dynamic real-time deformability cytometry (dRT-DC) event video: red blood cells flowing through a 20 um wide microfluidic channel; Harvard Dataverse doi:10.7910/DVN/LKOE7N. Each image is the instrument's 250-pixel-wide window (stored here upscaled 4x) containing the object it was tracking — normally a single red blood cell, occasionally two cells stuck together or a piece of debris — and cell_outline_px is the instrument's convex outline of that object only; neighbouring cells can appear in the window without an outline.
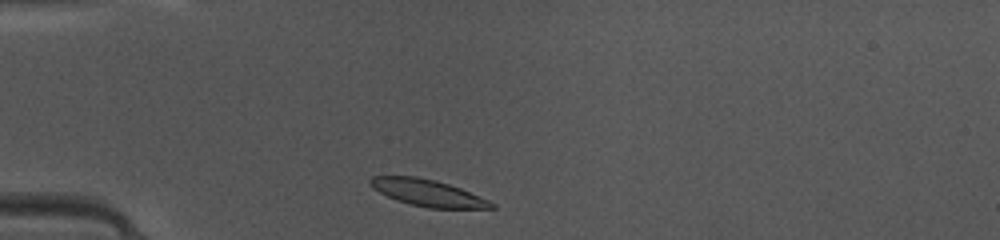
{"species": "common noctule bat (a hibernating species)", "species_latin": "Nyctalus noctula", "temperature_condition": "warm", "stored_images_in_passage": 36, "camera_frame_rate_fps": 3000, "um_per_image_px": 0.085, "animal": {"sex": "female", "body_mass_g": 10.0, "forearm_length_mm": 53.1}, "frame": {"image": 1, "passage_image": 1, "time_ms": 0.0, "image_size_px": [1000, 240], "cell_outline_px": [[496, 208], [428, 208], [396, 200], [372, 188], [368, 184], [368, 180], [372, 176], [416, 176], [436, 180], [460, 188], [488, 200], [496, 204]], "centroid_in_image_um": [36.33, 16.38], "position_along_channel_um": 48.7, "area_um2": 18.73}}
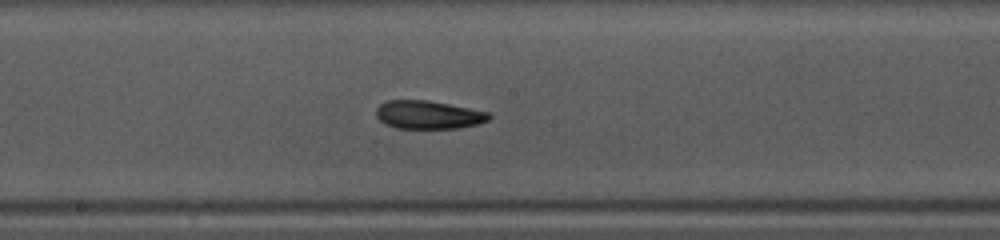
{"frame": {"image": 2, "passage_image": 14, "time_ms": 4.333, "image_size_px": [1000, 240], "cell_outline_px": [[492, 116], [488, 120], [480, 124], [456, 128], [396, 128], [384, 124], [376, 116], [376, 108], [384, 100], [428, 100], [488, 112]], "centroid_in_image_um": [36.38, 9.75], "position_along_channel_um": 211.8, "area_um2": 18.61}}
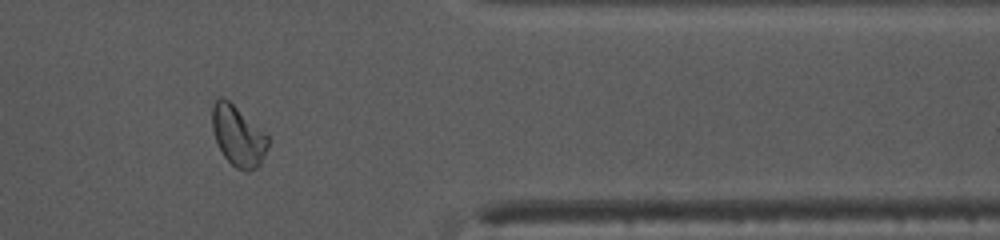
{"frame": {"image": 3, "passage_image": 28, "time_ms": 9.0, "image_size_px": [1000, 240], "cell_outline_px": [[268, 144], [260, 164], [256, 168], [248, 172], [244, 172], [236, 168], [224, 156], [216, 140], [212, 128], [212, 104], [220, 96], [228, 100], [264, 132], [268, 136]], "centroid_in_image_um": [20.22, 11.57], "position_along_channel_um": 391.2, "area_um2": 19.31}, "authors_computed_cell_mechanics": {"area_um2": 18.9295, "velocity_mm_per_s": 4.1365, "shape_relaxation_time_tau1_ms": 3.7062, "shape_relaxation_time_tau2_ms": 4.6402, "deformation_change_tau1": 0.1364, "deformation_change_tau2": 0.0861}}